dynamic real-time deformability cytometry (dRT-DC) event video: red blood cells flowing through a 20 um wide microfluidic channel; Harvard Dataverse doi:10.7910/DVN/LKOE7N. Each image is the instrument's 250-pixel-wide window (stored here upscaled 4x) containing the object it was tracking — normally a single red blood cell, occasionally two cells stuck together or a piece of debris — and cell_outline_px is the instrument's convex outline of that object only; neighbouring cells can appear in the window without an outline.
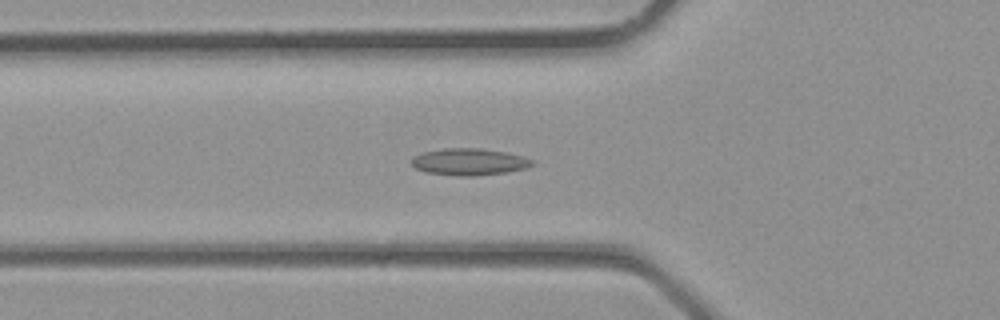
{"species": "common noctule bat (a hibernating species)", "species_latin": "Nyctalus noctula", "temperature_condition": "room temperature", "stored_images_in_passage": 35, "camera_frame_rate_fps": 3000, "um_per_image_px": 0.085, "animal": {"sex": "male", "body_mass_g": 23.1, "forearm_length_mm": 52.7}, "frame": {"image": 1, "passage_image": 12, "time_ms": 3.667, "image_size_px": [1000, 320], "cell_outline_px": [[536, 164], [524, 168], [504, 172], [472, 176], [460, 176], [424, 172], [416, 168], [412, 164], [412, 156], [424, 152], [444, 148], [480, 148], [508, 152], [536, 160]], "centroid_in_image_um": [39.9, 13.74], "position_along_channel_um": 85.9, "area_um2": 18.9}}
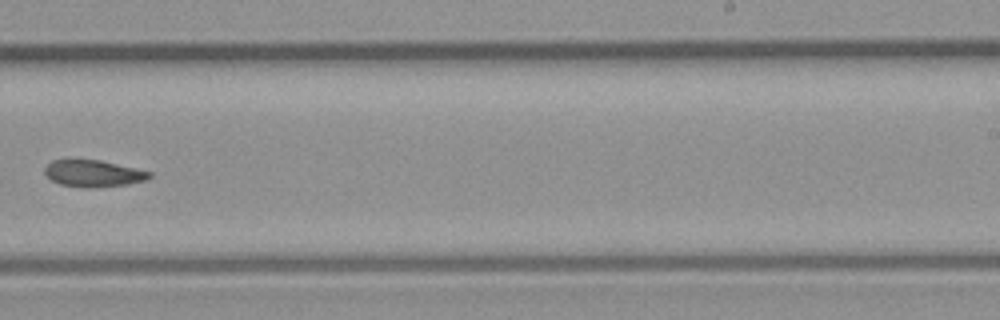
{"frame": {"image": 2, "passage_image": 22, "time_ms": 7.0, "image_size_px": [1000, 320], "cell_outline_px": [[152, 176], [148, 180], [128, 184], [88, 188], [84, 188], [60, 184], [52, 180], [44, 172], [44, 168], [52, 160], [72, 156], [100, 160], [136, 168], [152, 172]], "centroid_in_image_um": [7.9, 14.7], "position_along_channel_um": 281.1, "area_um2": 16.99}}
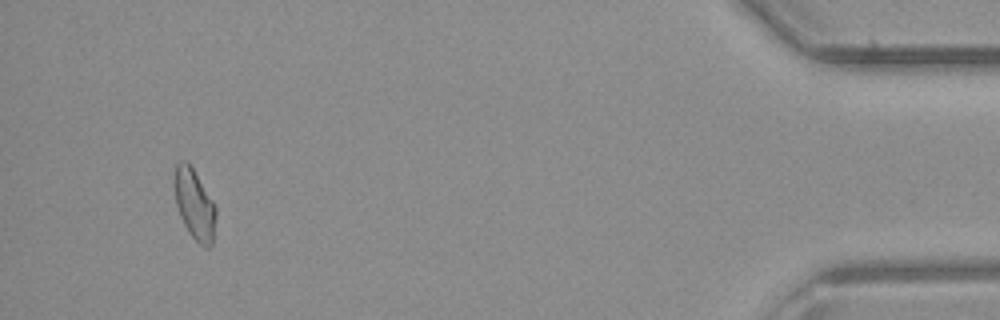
{"frame": {"image": 3, "passage_image": 33, "time_ms": 10.667, "image_size_px": [1000, 320], "cell_outline_px": [[216, 216], [212, 244], [208, 248], [204, 248], [188, 232], [180, 216], [176, 204], [176, 164], [180, 160], [184, 160], [192, 168], [216, 204]], "centroid_in_image_um": [16.57, 17.42], "position_along_channel_um": 418.6, "area_um2": 16.65}}